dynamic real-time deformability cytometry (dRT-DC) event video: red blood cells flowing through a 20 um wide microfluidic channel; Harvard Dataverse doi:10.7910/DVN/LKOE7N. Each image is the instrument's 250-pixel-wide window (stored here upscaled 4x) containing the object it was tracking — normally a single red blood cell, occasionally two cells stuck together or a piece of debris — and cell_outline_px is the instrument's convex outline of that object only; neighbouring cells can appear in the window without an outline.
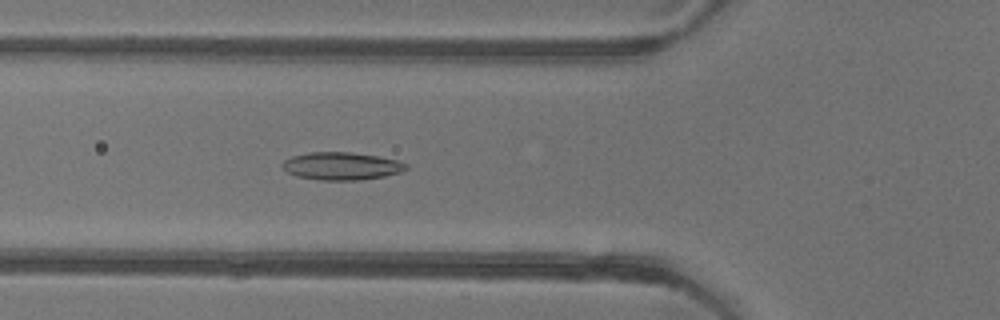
{"species": "common noctule bat (a hibernating species)", "species_latin": "Nyctalus noctula", "temperature_condition": "warm", "stored_images_in_passage": 38, "camera_frame_rate_fps": 3000, "um_per_image_px": 0.085, "animal": {"sex": "female"}, "frame": {"image": 1, "passage_image": 3, "time_ms": 0.667, "image_size_px": [1000, 320], "cell_outline_px": [[408, 168], [400, 172], [384, 176], [360, 180], [320, 180], [296, 176], [288, 172], [280, 164], [284, 160], [292, 156], [308, 152], [352, 152], [380, 156], [400, 160], [408, 164]], "centroid_in_image_um": [29.05, 14.1], "position_along_channel_um": 96.7, "area_um2": 20.17}}
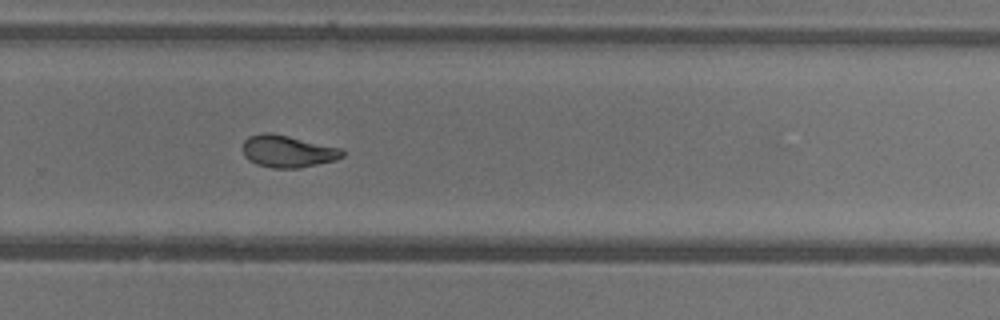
{"frame": {"image": 2, "passage_image": 19, "time_ms": 6.0, "image_size_px": [1000, 320], "cell_outline_px": [[344, 156], [336, 160], [300, 168], [272, 168], [256, 164], [248, 160], [244, 156], [240, 148], [244, 140], [248, 136], [260, 132], [272, 132], [340, 148], [344, 152]], "centroid_in_image_um": [24.39, 12.85], "position_along_channel_um": 305.4, "area_um2": 18.96}}
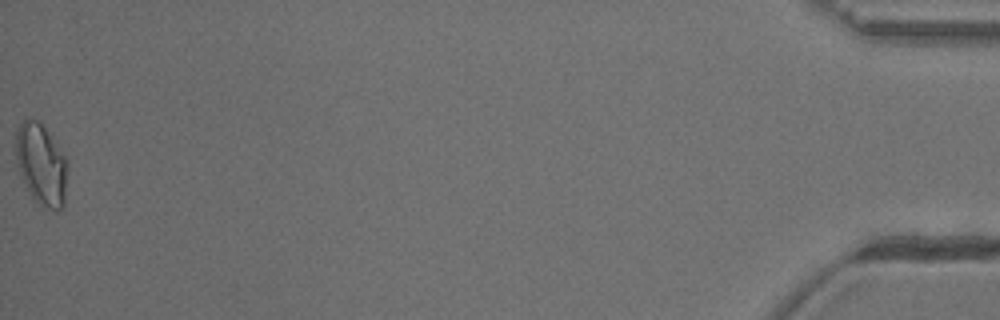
{"frame": {"image": 3, "passage_image": 37, "time_ms": 12.0, "image_size_px": [1000, 320], "cell_outline_px": [[68, 168], [64, 208], [60, 212], [56, 212], [44, 208], [32, 200], [20, 172], [16, 160], [16, 132], [24, 116], [36, 120], [56, 140], [68, 160]], "centroid_in_image_um": [3.55, 14.02], "position_along_channel_um": 431.7, "area_um2": 25.26}}